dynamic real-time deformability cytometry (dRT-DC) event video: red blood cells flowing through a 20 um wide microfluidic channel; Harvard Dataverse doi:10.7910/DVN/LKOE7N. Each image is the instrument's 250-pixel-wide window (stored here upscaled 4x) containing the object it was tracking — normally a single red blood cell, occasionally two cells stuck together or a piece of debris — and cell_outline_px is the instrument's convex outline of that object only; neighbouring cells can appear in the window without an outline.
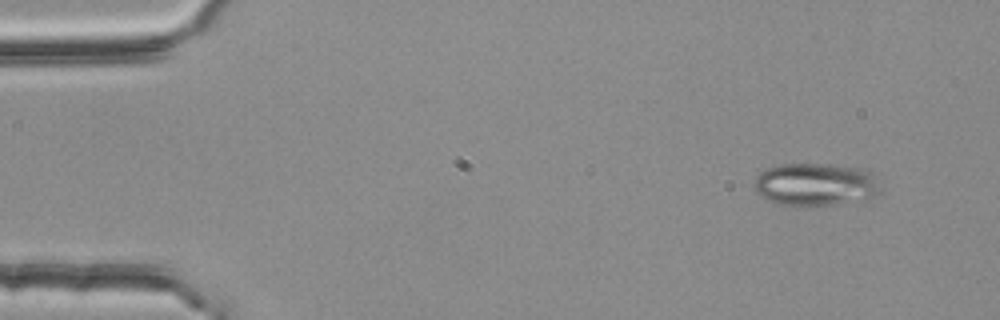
{"species": "common noctule bat (a hibernating species)", "species_latin": "Nyctalus noctula", "temperature_condition": "room temperature", "stored_images_in_passage": 4, "camera_frame_rate_fps": 3000, "um_per_image_px": 0.085, "animal": {"sex": "female", "body_mass_g": 25.1}, "frame": {"image": 1, "passage_image": 1, "time_ms": 0.0, "image_size_px": [1000, 320], "cell_outline_px": [[884, 188], [876, 196], [836, 204], [780, 204], [768, 200], [760, 196], [756, 192], [752, 184], [756, 176], [760, 172], [768, 168], [780, 164], [820, 164], [856, 168], [868, 172]], "centroid_in_image_um": [69.27, 15.67], "position_along_channel_um": 15.7, "area_um2": 30.87}}